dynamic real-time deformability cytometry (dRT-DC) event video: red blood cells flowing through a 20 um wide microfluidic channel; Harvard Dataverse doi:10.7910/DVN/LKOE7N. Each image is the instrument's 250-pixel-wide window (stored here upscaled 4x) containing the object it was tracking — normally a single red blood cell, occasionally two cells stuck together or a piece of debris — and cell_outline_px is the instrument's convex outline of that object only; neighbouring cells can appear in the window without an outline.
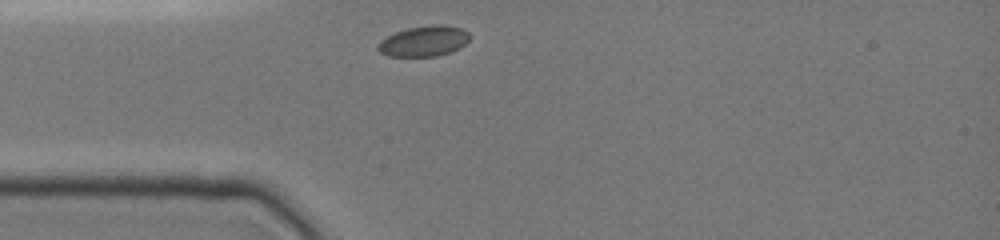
{"species": "common noctule bat (a hibernating species)", "species_latin": "Nyctalus noctula", "temperature_condition": "cold", "stored_images_in_passage": 2, "camera_frame_rate_fps": 3000, "um_per_image_px": 0.085, "animal": {"sex": "female", "body_mass_g": 19.0, "forearm_length_mm": 51.5}, "frame": {"image": 1, "passage_image": 1, "time_ms": 0.0, "image_size_px": [1000, 240], "cell_outline_px": [[468, 40], [464, 44], [452, 52], [436, 56], [388, 56], [380, 52], [376, 48], [376, 44], [380, 40], [396, 32], [408, 28], [432, 24], [444, 24], [460, 28], [468, 32]], "centroid_in_image_um": [36.0, 3.49], "position_along_channel_um": 49.0, "area_um2": 16.3}}